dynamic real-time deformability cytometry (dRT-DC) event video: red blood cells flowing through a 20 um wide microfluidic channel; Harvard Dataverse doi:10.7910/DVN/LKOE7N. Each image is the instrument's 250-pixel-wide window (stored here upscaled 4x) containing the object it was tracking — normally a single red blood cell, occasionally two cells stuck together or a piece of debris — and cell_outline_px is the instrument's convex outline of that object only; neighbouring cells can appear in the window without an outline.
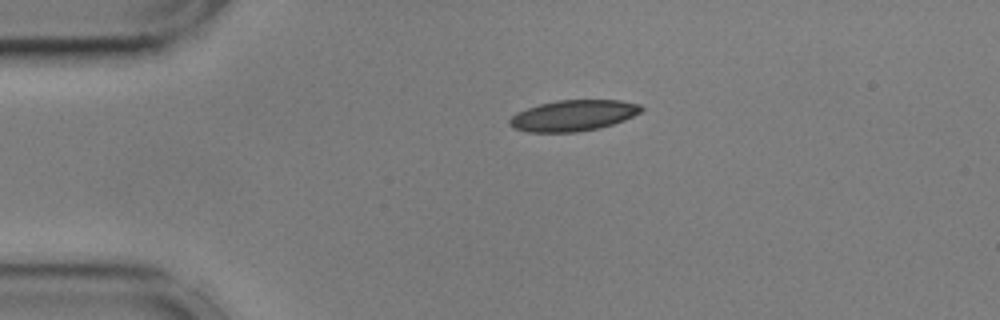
{"species": "common noctule bat (a hibernating species)", "species_latin": "Nyctalus noctula", "temperature_condition": "cold", "stored_images_in_passage": 9, "camera_frame_rate_fps": 3000, "um_per_image_px": 0.085, "animal": {"sex": "male", "body_mass_g": 17.9, "forearm_length_mm": 54.2}, "frame": {"image": 1, "passage_image": 1, "time_ms": 0.0, "image_size_px": [1000, 320], "cell_outline_px": [[644, 108], [640, 112], [624, 120], [600, 128], [576, 132], [528, 132], [512, 128], [508, 124], [508, 120], [516, 112], [540, 104], [556, 100], [620, 100], [640, 104]], "centroid_in_image_um": [48.7, 9.82], "position_along_channel_um": 36.3, "area_um2": 23.81}}